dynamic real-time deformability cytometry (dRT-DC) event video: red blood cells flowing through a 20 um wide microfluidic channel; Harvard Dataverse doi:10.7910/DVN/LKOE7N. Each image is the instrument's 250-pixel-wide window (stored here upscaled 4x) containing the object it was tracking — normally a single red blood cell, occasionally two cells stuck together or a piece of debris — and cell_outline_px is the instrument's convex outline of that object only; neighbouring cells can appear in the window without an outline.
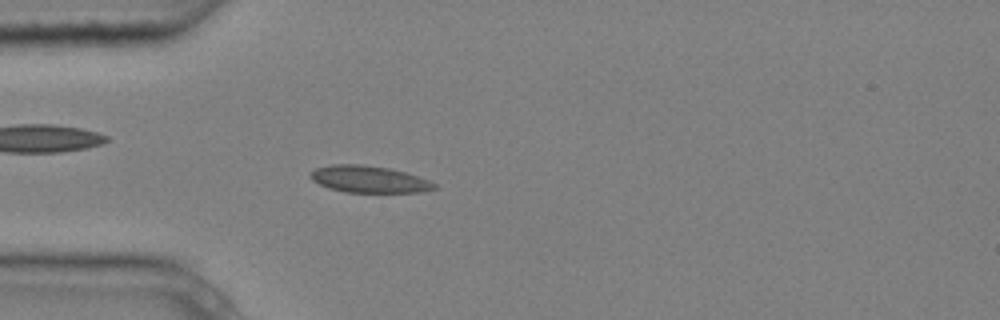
{"species": "common noctule bat (a hibernating species)", "species_latin": "Nyctalus noctula", "temperature_condition": "cold", "stored_images_in_passage": 4, "camera_frame_rate_fps": 3000, "um_per_image_px": 0.085, "animal": {"sex": "male", "body_mass_g": 20.4}, "frame": {"image": 1, "passage_image": 4, "time_ms": 1.0, "image_size_px": [1000, 320], "cell_outline_px": [[440, 188], [420, 192], [344, 192], [328, 188], [312, 180], [308, 176], [308, 172], [316, 168], [332, 164], [360, 164], [388, 168], [404, 172], [428, 180], [436, 184]], "centroid_in_image_um": [31.33, 15.24], "position_along_channel_um": 53.7, "area_um2": 19.42}}